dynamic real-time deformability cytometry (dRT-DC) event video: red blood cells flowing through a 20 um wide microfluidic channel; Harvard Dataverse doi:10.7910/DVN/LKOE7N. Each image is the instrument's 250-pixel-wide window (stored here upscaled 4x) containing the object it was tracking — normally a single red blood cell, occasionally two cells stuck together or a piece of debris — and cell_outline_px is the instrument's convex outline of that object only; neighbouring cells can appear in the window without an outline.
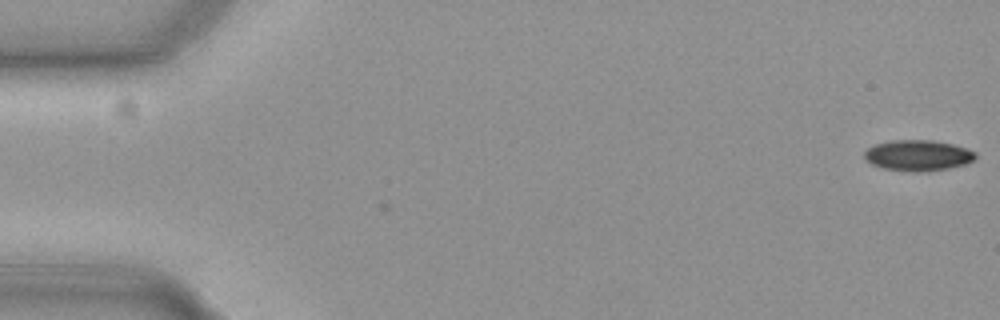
{"species": "common noctule bat (a hibernating species)", "species_latin": "Nyctalus noctula", "temperature_condition": "cold", "stored_images_in_passage": 16, "camera_frame_rate_fps": 3000, "um_per_image_px": 0.085, "animal": {"sex": "female", "body_mass_g": 19.3, "forearm_length_mm": 54.1}, "frame": {"image": 1, "passage_image": 1, "time_ms": 0.0, "image_size_px": [1000, 320], "cell_outline_px": [[976, 160], [968, 164], [948, 168], [920, 172], [912, 172], [884, 168], [872, 164], [864, 160], [864, 152], [868, 148], [876, 144], [892, 140], [932, 140], [952, 144], [976, 152]], "centroid_in_image_um": [78.04, 13.21], "position_along_channel_um": 7.0, "area_um2": 20.0}}